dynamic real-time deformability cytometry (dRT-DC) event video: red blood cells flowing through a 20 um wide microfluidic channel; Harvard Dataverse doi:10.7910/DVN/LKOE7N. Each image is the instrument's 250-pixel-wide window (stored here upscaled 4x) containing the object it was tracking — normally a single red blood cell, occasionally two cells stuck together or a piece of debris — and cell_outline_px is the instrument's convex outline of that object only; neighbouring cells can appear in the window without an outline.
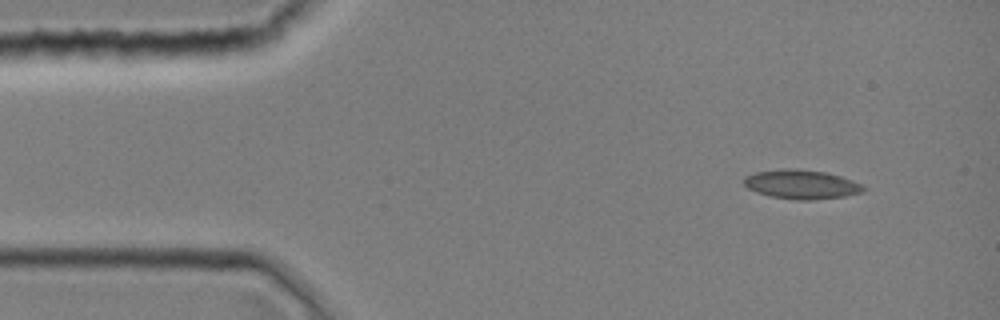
{"species": "common noctule bat (a hibernating species)", "species_latin": "Nyctalus noctula", "temperature_condition": "room temperature", "stored_images_in_passage": 1, "camera_frame_rate_fps": 3000, "um_per_image_px": 0.085, "animal": {"sex": "female", "body_mass_g": 19.0, "forearm_length_mm": 51.5}, "frame": {"image": 1, "passage_image": 1, "time_ms": 0.0, "image_size_px": [1000, 320], "cell_outline_px": [[864, 192], [844, 196], [812, 200], [796, 200], [772, 196], [756, 192], [748, 188], [744, 184], [744, 176], [756, 172], [784, 168], [796, 168], [824, 172], [840, 176], [852, 180], [860, 184], [864, 188]], "centroid_in_image_um": [68.1, 15.67], "position_along_channel_um": 16.9, "area_um2": 20.17}}